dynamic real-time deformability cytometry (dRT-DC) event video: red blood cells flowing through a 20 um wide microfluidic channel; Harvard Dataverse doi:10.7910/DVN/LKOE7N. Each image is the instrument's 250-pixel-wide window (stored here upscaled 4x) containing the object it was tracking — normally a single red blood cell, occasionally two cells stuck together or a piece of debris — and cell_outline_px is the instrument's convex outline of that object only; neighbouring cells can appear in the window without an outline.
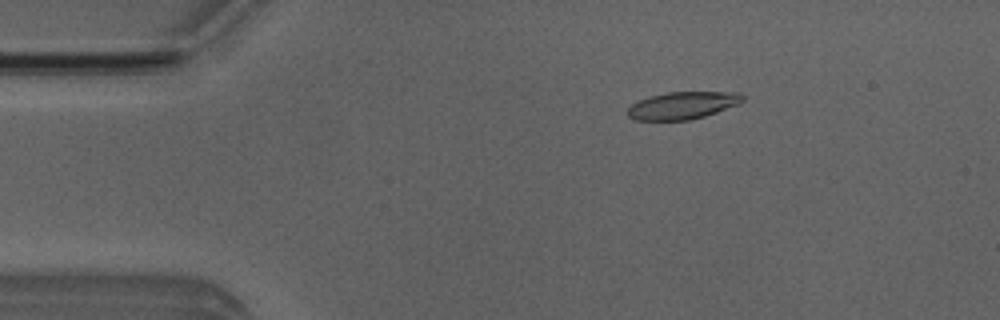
{"species": "Egyptian fruit bat (a non-hibernating species)", "species_latin": "Rousettus aegyptiacus", "temperature_condition": "room temperature", "stored_images_in_passage": 42, "camera_frame_rate_fps": 3000, "um_per_image_px": 0.085, "animal": {"sex": "male"}, "frame": {"image": 1, "passage_image": 8, "time_ms": 2.333, "image_size_px": [1000, 320], "cell_outline_px": [[744, 100], [740, 104], [704, 116], [688, 120], [636, 120], [628, 116], [628, 108], [632, 104], [648, 96], [668, 92], [736, 92], [744, 96]], "centroid_in_image_um": [58.03, 8.95], "position_along_channel_um": 27.0, "area_um2": 18.26}}
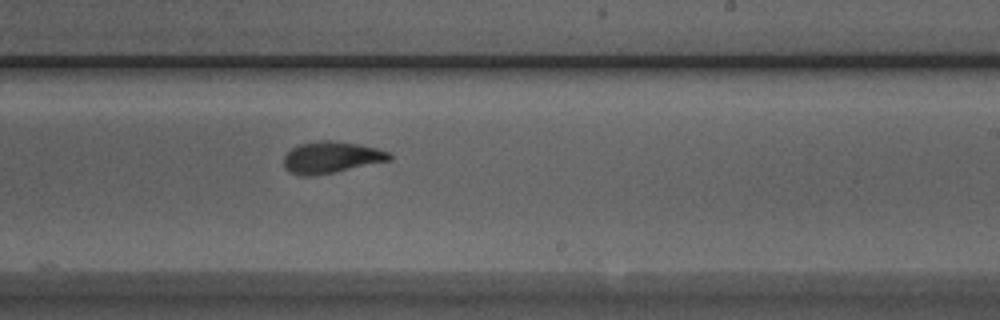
{"frame": {"image": 2, "passage_image": 30, "time_ms": 9.667, "image_size_px": [1000, 320], "cell_outline_px": [[392, 160], [332, 172], [308, 176], [300, 176], [288, 172], [284, 168], [284, 156], [292, 148], [300, 144], [320, 140], [332, 140], [360, 144], [392, 152]], "centroid_in_image_um": [28.16, 13.37], "position_along_channel_um": 260.8, "area_um2": 19.48}}
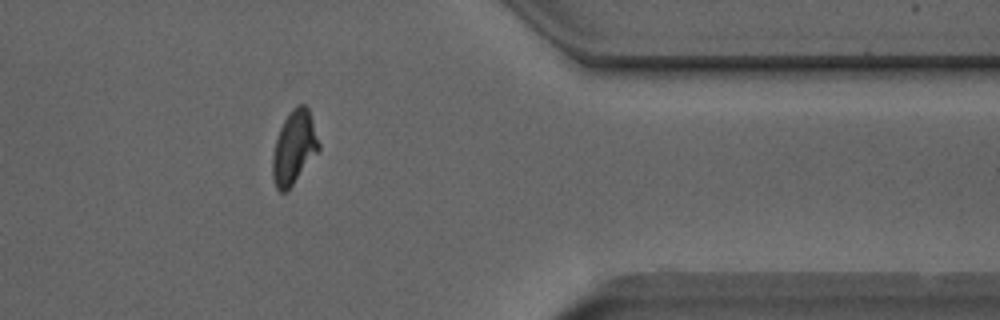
{"frame": {"image": 3, "passage_image": 41, "time_ms": 13.333, "image_size_px": [1000, 320], "cell_outline_px": [[320, 148], [292, 184], [284, 192], [280, 192], [276, 188], [272, 176], [272, 156], [276, 140], [280, 128], [288, 112], [296, 104], [304, 104], [308, 108], [320, 144]], "centroid_in_image_um": [24.98, 12.49], "position_along_channel_um": 386.4, "area_um2": 19.42}, "authors_computed_cell_mechanics": {"area_um2": 19.1607, "velocity_mm_per_s": 3.9708, "shape_relaxation_time_tau1_ms": 5.3017, "shape_relaxation_time_tau2_ms": 1.777, "deformation_change_tau1": 0.1761, "deformation_change_tau2": 0.0923}}